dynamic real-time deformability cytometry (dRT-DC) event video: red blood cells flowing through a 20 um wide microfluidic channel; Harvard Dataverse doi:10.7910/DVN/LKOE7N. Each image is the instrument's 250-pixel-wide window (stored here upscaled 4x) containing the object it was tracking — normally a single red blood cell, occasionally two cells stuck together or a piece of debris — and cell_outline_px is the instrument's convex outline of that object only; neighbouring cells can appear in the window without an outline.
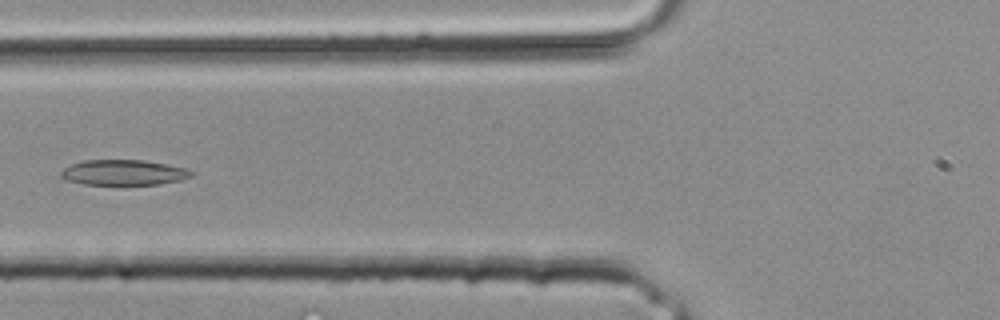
{"species": "common noctule bat (a hibernating species)", "species_latin": "Nyctalus noctula", "temperature_condition": "room temperature", "stored_images_in_passage": 22, "camera_frame_rate_fps": 3000, "um_per_image_px": 0.085, "animal": {"sex": "male", "body_mass_g": 20.4}, "frame": {"image": 1, "passage_image": 3, "time_ms": 0.667, "image_size_px": [1000, 320], "cell_outline_px": [[196, 172], [192, 176], [180, 180], [160, 184], [84, 184], [68, 180], [60, 176], [60, 172], [64, 168], [72, 164], [84, 160], [144, 160], [188, 168]], "centroid_in_image_um": [10.56, 14.65], "position_along_channel_um": 115.2, "area_um2": 19.25}}
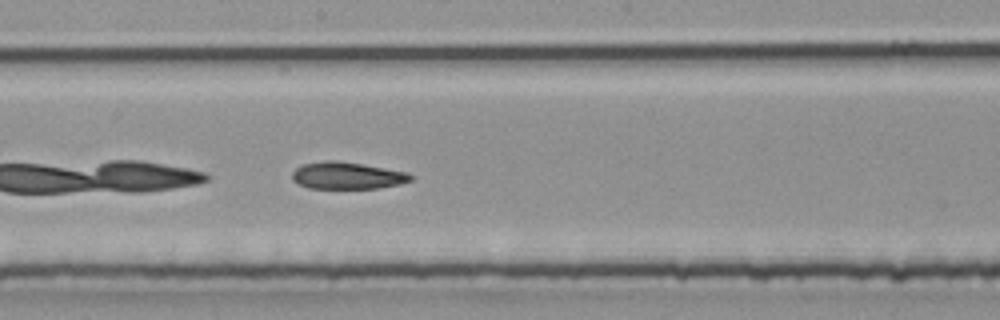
{"frame": {"image": 2, "passage_image": 8, "time_ms": 2.333, "image_size_px": [1000, 320], "cell_outline_px": [[412, 180], [400, 184], [376, 188], [308, 188], [296, 184], [292, 180], [292, 172], [296, 168], [304, 164], [328, 160], [336, 160], [408, 172], [412, 176]], "centroid_in_image_um": [29.47, 14.93], "position_along_channel_um": 218.7, "area_um2": 18.55}}
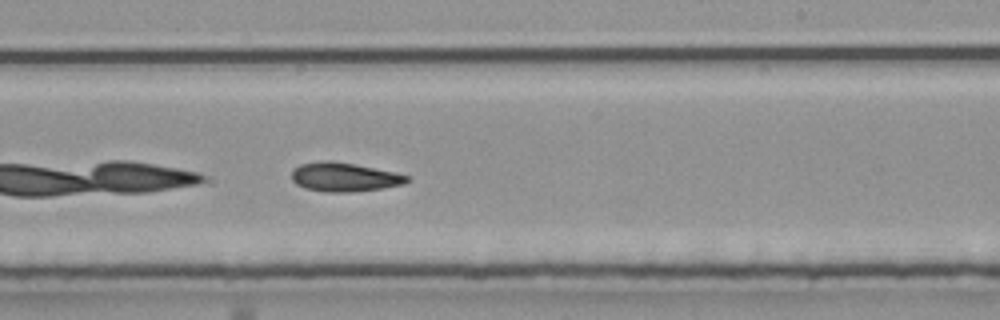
{"frame": {"image": 3, "passage_image": 10, "time_ms": 3.0, "image_size_px": [1000, 320], "cell_outline_px": [[412, 180], [404, 184], [380, 188], [348, 192], [324, 192], [304, 188], [296, 184], [292, 180], [292, 168], [300, 164], [320, 160], [328, 160], [356, 164], [396, 172], [408, 176]], "centroid_in_image_um": [29.24, 15.04], "position_along_channel_um": 259.8, "area_um2": 19.65}}